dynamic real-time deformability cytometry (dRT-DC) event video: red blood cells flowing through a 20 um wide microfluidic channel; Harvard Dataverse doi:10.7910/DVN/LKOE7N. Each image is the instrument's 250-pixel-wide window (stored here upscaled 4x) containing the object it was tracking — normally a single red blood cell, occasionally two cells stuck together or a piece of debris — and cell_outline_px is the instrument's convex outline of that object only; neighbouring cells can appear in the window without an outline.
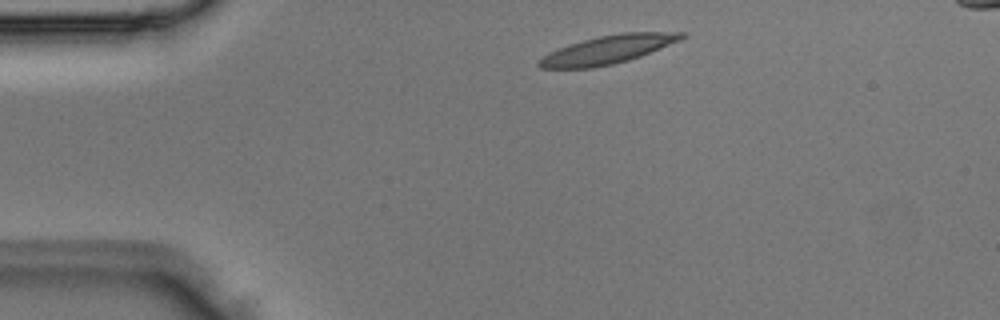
{"species": "Egyptian fruit bat (a non-hibernating species)", "species_latin": "Rousettus aegyptiacus", "temperature_condition": "room temperature", "stored_images_in_passage": 2, "camera_frame_rate_fps": 3000, "um_per_image_px": 0.085, "animal": {"sex": "male"}, "frame": {"image": 1, "passage_image": 1, "time_ms": 0.0, "image_size_px": [1000, 320], "cell_outline_px": [[688, 36], [680, 40], [640, 56], [628, 60], [612, 64], [592, 68], [540, 68], [536, 64], [536, 60], [568, 44], [600, 36], [620, 32], [684, 32]], "centroid_in_image_um": [51.67, 4.21], "position_along_channel_um": 33.3, "area_um2": 23.29}}